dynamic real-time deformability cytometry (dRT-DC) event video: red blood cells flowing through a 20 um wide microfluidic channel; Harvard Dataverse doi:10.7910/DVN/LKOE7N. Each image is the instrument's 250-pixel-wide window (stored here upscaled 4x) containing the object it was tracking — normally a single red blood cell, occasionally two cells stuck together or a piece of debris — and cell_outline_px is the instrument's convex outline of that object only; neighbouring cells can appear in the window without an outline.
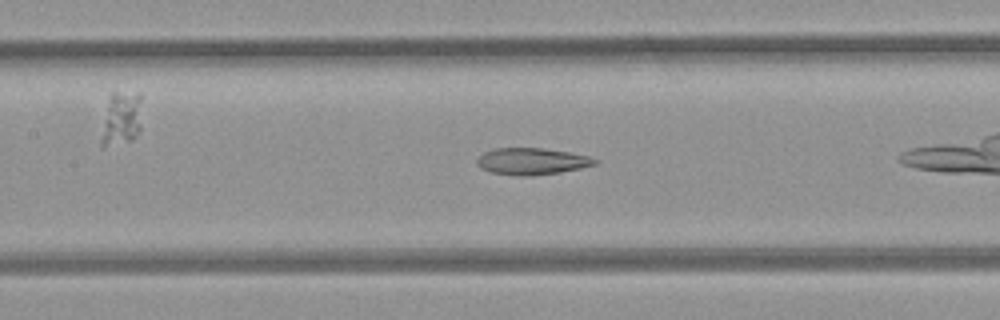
{"species": "common noctule bat (a hibernating species)", "species_latin": "Nyctalus noctula", "temperature_condition": "room temperature", "stored_images_in_passage": 28, "camera_frame_rate_fps": 3000, "um_per_image_px": 0.085, "animal": {"sex": "female", "body_mass_g": 21.9}, "frame": {"image": 1, "passage_image": 9, "time_ms": 2.667, "image_size_px": [1000, 320], "cell_outline_px": [[596, 164], [580, 168], [560, 172], [532, 176], [516, 176], [492, 172], [480, 168], [476, 164], [476, 160], [484, 152], [496, 148], [544, 148], [568, 152], [588, 156], [596, 160]], "centroid_in_image_um": [45.16, 13.71], "position_along_channel_um": 162.2, "area_um2": 18.26}}